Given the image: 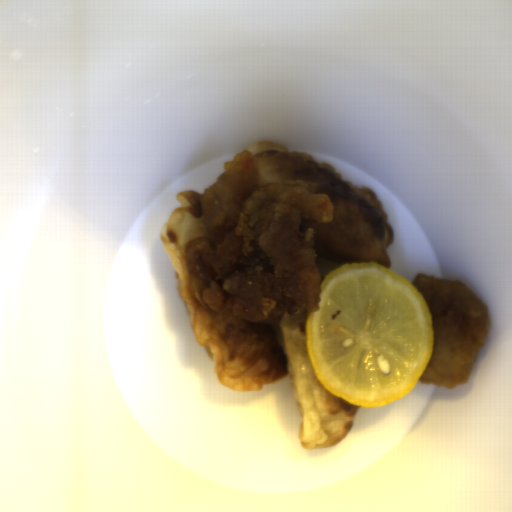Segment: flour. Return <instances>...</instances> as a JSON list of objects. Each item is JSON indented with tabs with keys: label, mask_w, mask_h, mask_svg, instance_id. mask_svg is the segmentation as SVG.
<instances>
[{
	"label": "flour",
	"mask_w": 512,
	"mask_h": 512,
	"mask_svg": "<svg viewBox=\"0 0 512 512\" xmlns=\"http://www.w3.org/2000/svg\"><path fill=\"white\" fill-rule=\"evenodd\" d=\"M200 193L181 190L180 204L159 231L174 267V278L198 345L205 348L220 384L231 390H261L288 377L298 414V439L305 450L339 444L350 432L361 406L328 391L307 353L309 311H286L280 323L262 324L214 311L203 299L186 265L185 245L206 238Z\"/></svg>",
	"instance_id": "1"
},
{
	"label": "flour",
	"mask_w": 512,
	"mask_h": 512,
	"mask_svg": "<svg viewBox=\"0 0 512 512\" xmlns=\"http://www.w3.org/2000/svg\"><path fill=\"white\" fill-rule=\"evenodd\" d=\"M249 150L257 159L260 176L258 188L266 183L296 185L309 182L326 185L344 199L362 208L385 248L395 240L394 230L386 221L388 212L375 190L344 180L335 168L319 162L307 152L289 151L283 143L261 140L251 144Z\"/></svg>",
	"instance_id": "2"
}]
</instances>
